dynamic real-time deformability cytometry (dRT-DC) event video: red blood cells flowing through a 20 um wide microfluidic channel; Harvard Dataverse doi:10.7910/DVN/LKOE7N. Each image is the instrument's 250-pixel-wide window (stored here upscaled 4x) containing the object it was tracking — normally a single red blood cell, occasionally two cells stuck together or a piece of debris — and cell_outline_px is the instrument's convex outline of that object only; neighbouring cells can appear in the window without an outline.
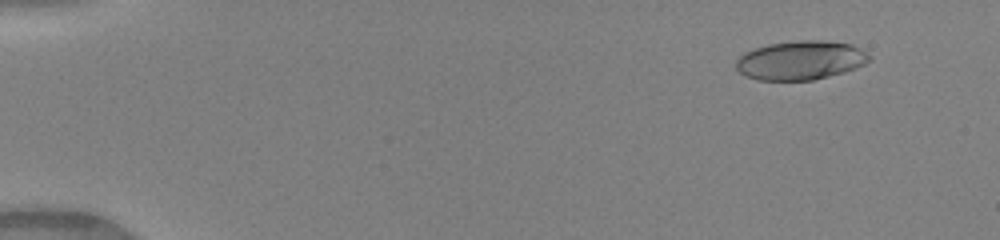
{"species": "human", "species_latin": "Homo sapiens", "temperature_condition": "warm", "stored_images_in_passage": 50, "camera_frame_rate_fps": 3000, "um_per_image_px": 0.085, "donor": {"sex": "female"}, "frame": {"image": 1, "passage_image": 5, "time_ms": 1.333, "image_size_px": [1000, 240], "cell_outline_px": [[872, 60], [856, 68], [844, 72], [812, 80], [756, 80], [744, 76], [736, 68], [736, 60], [744, 52], [768, 44], [800, 40], [824, 40], [852, 44], [868, 52], [872, 56]], "centroid_in_image_um": [68.08, 5.12], "position_along_channel_um": 16.9, "area_um2": 30.52}}
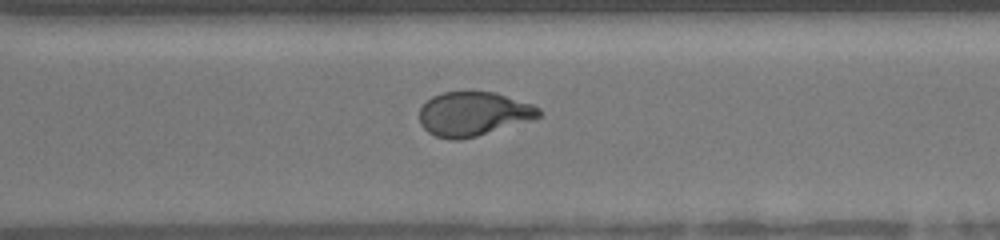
{"frame": {"image": 2, "passage_image": 37, "time_ms": 12.0, "image_size_px": [1000, 240], "cell_outline_px": [[540, 116], [532, 120], [476, 136], [460, 140], [452, 140], [436, 136], [428, 132], [420, 124], [420, 108], [432, 96], [444, 92], [468, 88], [496, 92], [532, 104], [540, 108]], "centroid_in_image_um": [40.23, 9.63], "position_along_channel_um": 330.4, "area_um2": 31.33}}
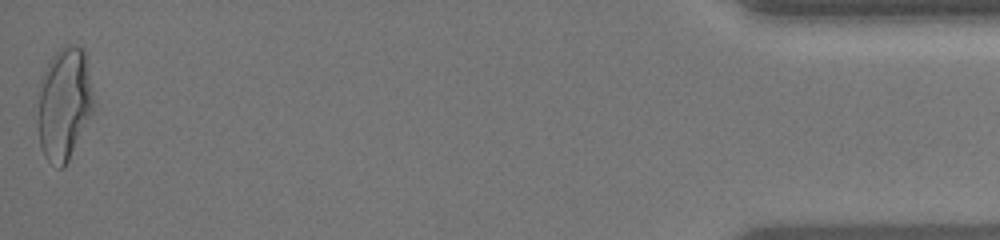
{"frame": {"image": 3, "passage_image": 50, "time_ms": 16.333, "image_size_px": [1000, 240], "cell_outline_px": [[92, 112], [64, 168], [60, 168], [48, 160], [44, 156], [40, 144], [36, 120], [40, 76], [52, 56], [60, 48], [68, 44], [76, 44], [84, 48], [88, 56], [92, 92]], "centroid_in_image_um": [5.43, 8.75], "position_along_channel_um": 429.8, "area_um2": 37.05}, "authors_computed_cell_mechanics": {"area_um2": 31.2987, "velocity_mm_per_s": 4.1321, "shape_relaxation_time_tau1_ms": 4.9533, "shape_relaxation_time_tau2_ms": 0.79, "deformation_change_tau1": 0.2274, "deformation_change_tau2": 0.0709}}